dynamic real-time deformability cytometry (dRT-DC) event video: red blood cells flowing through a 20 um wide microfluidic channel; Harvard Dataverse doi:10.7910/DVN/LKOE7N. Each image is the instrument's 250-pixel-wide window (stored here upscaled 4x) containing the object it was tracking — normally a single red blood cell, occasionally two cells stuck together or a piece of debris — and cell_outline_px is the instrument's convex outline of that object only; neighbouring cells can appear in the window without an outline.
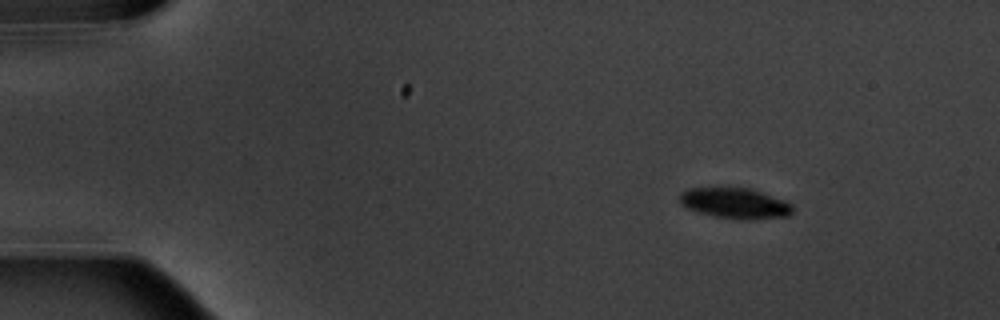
{"species": "common noctule bat (a hibernating species)", "species_latin": "Nyctalus noctula", "temperature_condition": "warm", "stored_images_in_passage": 6, "camera_frame_rate_fps": 3000, "um_per_image_px": 0.085, "animal": {"sex": "male", "body_mass_g": 20.1, "forearm_length_mm": 53.5}, "frame": {"image": 1, "passage_image": 2, "time_ms": 1.333, "image_size_px": [1000, 320], "cell_outline_px": [[792, 212], [788, 216], [752, 220], [744, 220], [716, 216], [700, 212], [688, 208], [680, 204], [680, 192], [688, 188], [748, 188], [784, 200], [792, 204]], "centroid_in_image_um": [62.48, 17.28], "position_along_channel_um": 22.5, "area_um2": 19.94}}
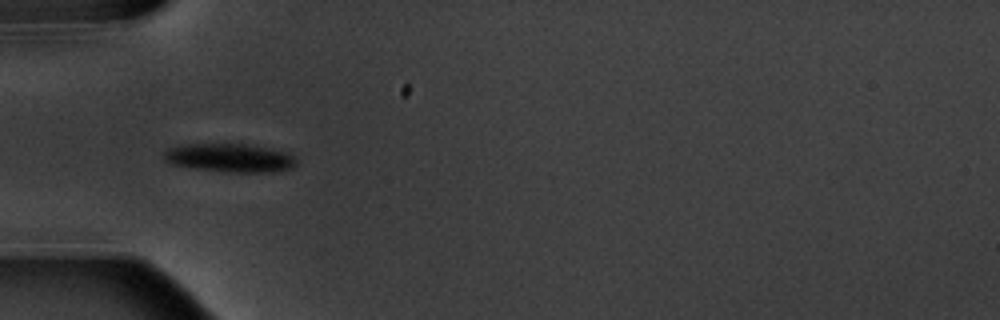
{"frame": {"image": 2, "passage_image": 5, "time_ms": 5.0, "image_size_px": [1000, 320], "cell_outline_px": [[296, 164], [292, 168], [280, 172], [224, 172], [192, 168], [172, 164], [164, 160], [160, 152], [168, 148], [184, 144], [248, 144], [272, 148], [288, 152], [296, 160]], "centroid_in_image_um": [19.52, 13.42], "position_along_channel_um": 65.5, "area_um2": 22.48}}